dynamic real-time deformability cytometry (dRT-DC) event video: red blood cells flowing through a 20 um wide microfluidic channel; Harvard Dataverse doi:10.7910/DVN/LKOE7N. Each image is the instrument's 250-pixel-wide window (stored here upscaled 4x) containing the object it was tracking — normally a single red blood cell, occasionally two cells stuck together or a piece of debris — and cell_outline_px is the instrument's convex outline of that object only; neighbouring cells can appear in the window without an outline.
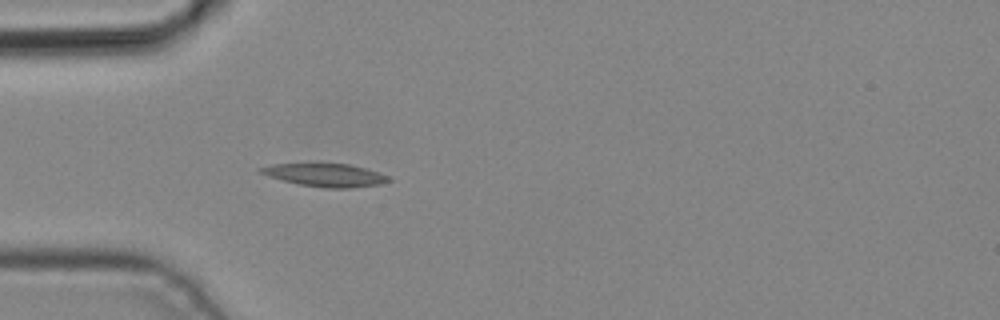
{"species": "common noctule bat (a hibernating species)", "species_latin": "Nyctalus noctula", "temperature_condition": "cold", "stored_images_in_passage": 3, "camera_frame_rate_fps": 3000, "um_per_image_px": 0.085, "animal": {"sex": "male", "body_mass_g": 19.2, "forearm_length_mm": 51.8}, "frame": {"image": 1, "passage_image": 3, "time_ms": 0.667, "image_size_px": [1000, 320], "cell_outline_px": [[392, 180], [380, 184], [352, 188], [324, 188], [300, 184], [268, 176], [260, 172], [256, 168], [272, 164], [348, 164], [364, 168], [388, 176]], "centroid_in_image_um": [27.65, 14.89], "position_along_channel_um": 57.4, "area_um2": 16.88}}